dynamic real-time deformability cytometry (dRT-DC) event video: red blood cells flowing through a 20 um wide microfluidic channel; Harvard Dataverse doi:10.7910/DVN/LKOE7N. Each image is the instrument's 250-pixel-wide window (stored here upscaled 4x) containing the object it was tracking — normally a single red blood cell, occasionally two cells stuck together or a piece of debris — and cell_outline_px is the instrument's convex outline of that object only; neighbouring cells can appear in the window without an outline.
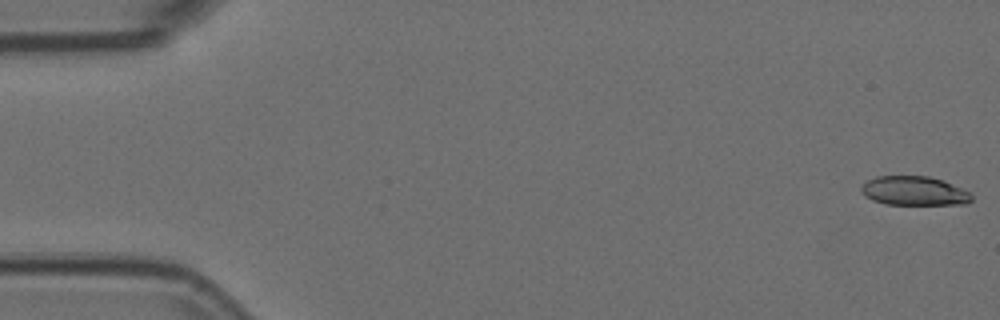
{"species": "Egyptian fruit bat (a non-hibernating species)", "species_latin": "Rousettus aegyptiacus", "temperature_condition": "room temperature", "stored_images_in_passage": 32, "camera_frame_rate_fps": 3000, "um_per_image_px": 0.085, "animal": {"sex": "female"}, "frame": {"image": 1, "passage_image": 1, "time_ms": 0.0, "image_size_px": [1000, 320], "cell_outline_px": [[972, 200], [968, 204], [884, 204], [872, 200], [864, 196], [860, 192], [860, 188], [868, 180], [876, 176], [928, 176], [944, 180], [968, 192], [972, 196]], "centroid_in_image_um": [77.67, 16.23], "position_along_channel_um": 7.3, "area_um2": 18.73}}
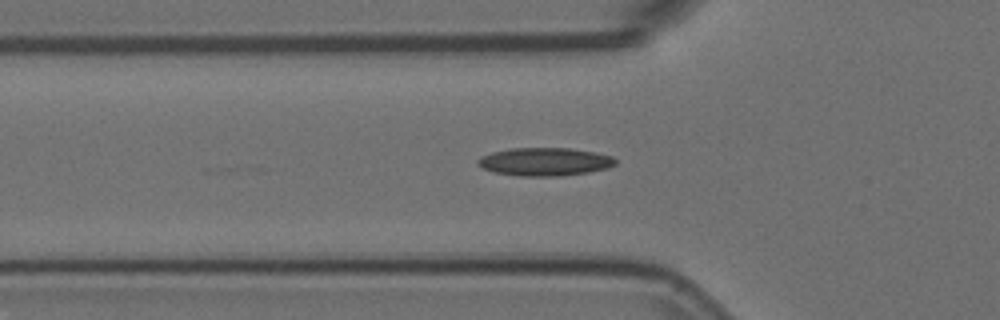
{"frame": {"image": 2, "passage_image": 18, "time_ms": 5.667, "image_size_px": [1000, 320], "cell_outline_px": [[616, 164], [608, 168], [588, 172], [560, 176], [520, 176], [492, 172], [480, 168], [476, 164], [476, 160], [480, 156], [492, 152], [512, 148], [568, 148], [592, 152], [612, 156], [616, 160]], "centroid_in_image_um": [46.24, 13.75], "position_along_channel_um": 79.6, "area_um2": 22.66}}
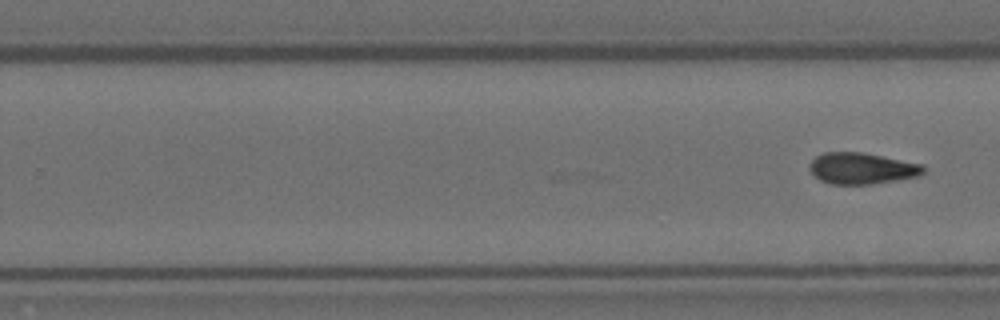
{"frame": {"image": 3, "passage_image": 32, "time_ms": 10.333, "image_size_px": [1000, 320], "cell_outline_px": [[924, 172], [920, 176], [872, 184], [828, 184], [820, 180], [808, 168], [812, 160], [816, 156], [824, 152], [860, 152], [924, 164]], "centroid_in_image_um": [73.26, 14.31], "position_along_channel_um": 256.5, "area_um2": 20.75}}